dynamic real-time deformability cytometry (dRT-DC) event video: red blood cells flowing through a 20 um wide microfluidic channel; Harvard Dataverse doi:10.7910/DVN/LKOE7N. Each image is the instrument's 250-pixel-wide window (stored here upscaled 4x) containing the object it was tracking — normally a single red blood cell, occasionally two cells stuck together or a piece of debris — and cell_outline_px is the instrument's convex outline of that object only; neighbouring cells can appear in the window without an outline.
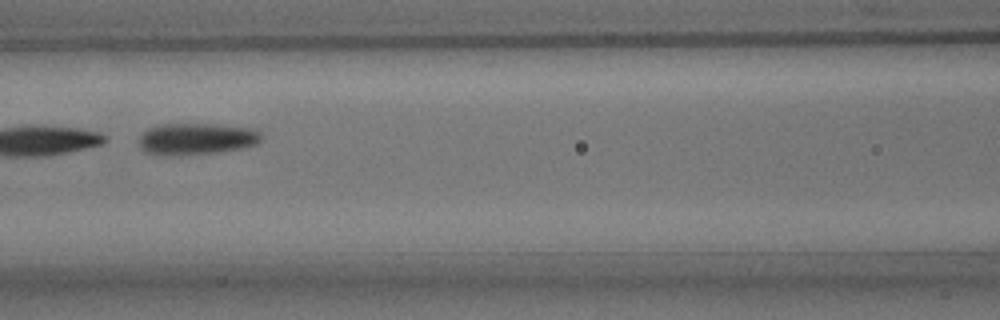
{"species": "common noctule bat (a hibernating species)", "species_latin": "Nyctalus noctula", "temperature_condition": "room temperature", "stored_images_in_passage": 5, "camera_frame_rate_fps": 3000, "um_per_image_px": 0.085, "animal": {"sex": "male", "body_mass_g": 15.6}, "frame": {"image": 1, "passage_image": 3, "time_ms": 2.333, "image_size_px": [1000, 320], "cell_outline_px": [[264, 140], [256, 144], [240, 148], [216, 152], [180, 156], [168, 156], [144, 152], [140, 148], [140, 136], [148, 128], [160, 124], [216, 124], [256, 128], [264, 136]], "centroid_in_image_um": [16.74, 11.8], "position_along_channel_um": 149.9, "area_um2": 22.95}}
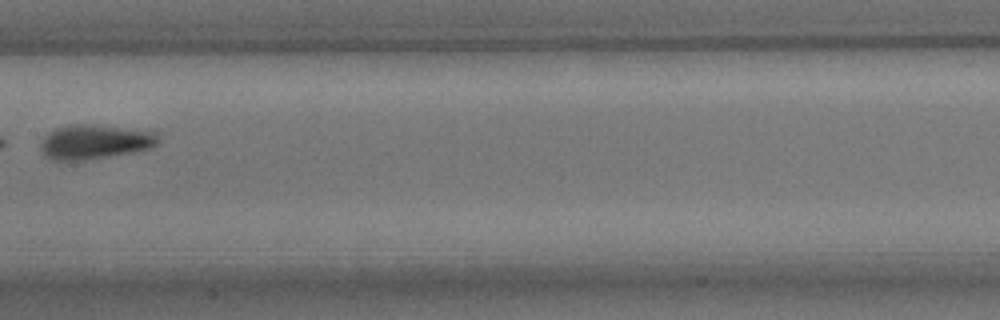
{"frame": {"image": 2, "passage_image": 4, "time_ms": 3.667, "image_size_px": [1000, 320], "cell_outline_px": [[160, 140], [152, 148], [132, 152], [84, 160], [52, 160], [40, 148], [44, 136], [48, 132], [56, 128], [68, 124], [88, 124], [156, 132]], "centroid_in_image_um": [8.05, 12.05], "position_along_channel_um": 199.3, "area_um2": 23.29}}
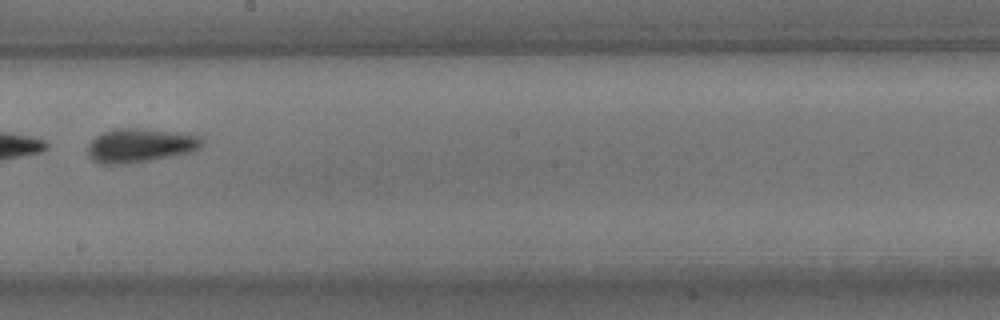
{"frame": {"image": 3, "passage_image": 5, "time_ms": 4.667, "image_size_px": [1000, 320], "cell_outline_px": [[204, 144], [200, 148], [192, 152], [176, 156], [132, 164], [100, 164], [92, 160], [88, 156], [88, 144], [96, 136], [104, 132], [116, 128], [140, 128], [192, 132], [200, 136], [204, 140]], "centroid_in_image_um": [12.0, 12.36], "position_along_channel_um": 236.2, "area_um2": 23.52}}